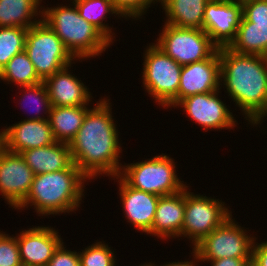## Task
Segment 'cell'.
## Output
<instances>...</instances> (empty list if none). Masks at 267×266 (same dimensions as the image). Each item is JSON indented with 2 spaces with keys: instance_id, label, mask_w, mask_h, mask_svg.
Masks as SVG:
<instances>
[{
  "instance_id": "cell-1",
  "label": "cell",
  "mask_w": 267,
  "mask_h": 266,
  "mask_svg": "<svg viewBox=\"0 0 267 266\" xmlns=\"http://www.w3.org/2000/svg\"><path fill=\"white\" fill-rule=\"evenodd\" d=\"M108 100L102 99L87 111L82 126L69 144L73 163L87 180L101 174L116 177L122 169L118 160L122 151L119 134Z\"/></svg>"
},
{
  "instance_id": "cell-2",
  "label": "cell",
  "mask_w": 267,
  "mask_h": 266,
  "mask_svg": "<svg viewBox=\"0 0 267 266\" xmlns=\"http://www.w3.org/2000/svg\"><path fill=\"white\" fill-rule=\"evenodd\" d=\"M219 58L220 82L223 81L228 96L248 122L261 124L267 116V57L220 48Z\"/></svg>"
},
{
  "instance_id": "cell-3",
  "label": "cell",
  "mask_w": 267,
  "mask_h": 266,
  "mask_svg": "<svg viewBox=\"0 0 267 266\" xmlns=\"http://www.w3.org/2000/svg\"><path fill=\"white\" fill-rule=\"evenodd\" d=\"M88 177L73 164L69 169L34 176L30 192L16 208L34 206L40 215L71 212L80 206Z\"/></svg>"
},
{
  "instance_id": "cell-4",
  "label": "cell",
  "mask_w": 267,
  "mask_h": 266,
  "mask_svg": "<svg viewBox=\"0 0 267 266\" xmlns=\"http://www.w3.org/2000/svg\"><path fill=\"white\" fill-rule=\"evenodd\" d=\"M74 7L57 6L41 9L42 20L61 39L75 59L99 56L111 42Z\"/></svg>"
},
{
  "instance_id": "cell-5",
  "label": "cell",
  "mask_w": 267,
  "mask_h": 266,
  "mask_svg": "<svg viewBox=\"0 0 267 266\" xmlns=\"http://www.w3.org/2000/svg\"><path fill=\"white\" fill-rule=\"evenodd\" d=\"M175 168L173 159L162 153L147 161L122 166L119 176L130 187L161 197L188 188L177 178Z\"/></svg>"
},
{
  "instance_id": "cell-6",
  "label": "cell",
  "mask_w": 267,
  "mask_h": 266,
  "mask_svg": "<svg viewBox=\"0 0 267 266\" xmlns=\"http://www.w3.org/2000/svg\"><path fill=\"white\" fill-rule=\"evenodd\" d=\"M144 59L142 77L148 94L163 107H176L182 66L154 43L147 47Z\"/></svg>"
},
{
  "instance_id": "cell-7",
  "label": "cell",
  "mask_w": 267,
  "mask_h": 266,
  "mask_svg": "<svg viewBox=\"0 0 267 266\" xmlns=\"http://www.w3.org/2000/svg\"><path fill=\"white\" fill-rule=\"evenodd\" d=\"M25 51L42 81L71 66V61L75 60L61 39L43 20L28 29Z\"/></svg>"
},
{
  "instance_id": "cell-8",
  "label": "cell",
  "mask_w": 267,
  "mask_h": 266,
  "mask_svg": "<svg viewBox=\"0 0 267 266\" xmlns=\"http://www.w3.org/2000/svg\"><path fill=\"white\" fill-rule=\"evenodd\" d=\"M237 225L232 214L193 249L196 262L230 258H252L254 237ZM251 237V238H250Z\"/></svg>"
},
{
  "instance_id": "cell-9",
  "label": "cell",
  "mask_w": 267,
  "mask_h": 266,
  "mask_svg": "<svg viewBox=\"0 0 267 266\" xmlns=\"http://www.w3.org/2000/svg\"><path fill=\"white\" fill-rule=\"evenodd\" d=\"M155 43L181 66L209 58L218 48L203 29L179 28L165 23Z\"/></svg>"
},
{
  "instance_id": "cell-10",
  "label": "cell",
  "mask_w": 267,
  "mask_h": 266,
  "mask_svg": "<svg viewBox=\"0 0 267 266\" xmlns=\"http://www.w3.org/2000/svg\"><path fill=\"white\" fill-rule=\"evenodd\" d=\"M187 190L185 188V213L181 236L192 240L195 247L227 219L231 212L224 207V202L199 194L194 195Z\"/></svg>"
},
{
  "instance_id": "cell-11",
  "label": "cell",
  "mask_w": 267,
  "mask_h": 266,
  "mask_svg": "<svg viewBox=\"0 0 267 266\" xmlns=\"http://www.w3.org/2000/svg\"><path fill=\"white\" fill-rule=\"evenodd\" d=\"M34 176L20 153L0 145V193L7 204L16 209L26 199Z\"/></svg>"
},
{
  "instance_id": "cell-12",
  "label": "cell",
  "mask_w": 267,
  "mask_h": 266,
  "mask_svg": "<svg viewBox=\"0 0 267 266\" xmlns=\"http://www.w3.org/2000/svg\"><path fill=\"white\" fill-rule=\"evenodd\" d=\"M242 19V4L233 0H210L205 7L203 30L218 48L234 41Z\"/></svg>"
},
{
  "instance_id": "cell-13",
  "label": "cell",
  "mask_w": 267,
  "mask_h": 266,
  "mask_svg": "<svg viewBox=\"0 0 267 266\" xmlns=\"http://www.w3.org/2000/svg\"><path fill=\"white\" fill-rule=\"evenodd\" d=\"M219 90L210 93L196 94L182 99L177 106H183L186 114L204 131L208 129L233 128L236 124L232 113L218 98Z\"/></svg>"
},
{
  "instance_id": "cell-14",
  "label": "cell",
  "mask_w": 267,
  "mask_h": 266,
  "mask_svg": "<svg viewBox=\"0 0 267 266\" xmlns=\"http://www.w3.org/2000/svg\"><path fill=\"white\" fill-rule=\"evenodd\" d=\"M220 58L217 49L209 58L182 66L178 103L191 95L210 93L219 90Z\"/></svg>"
},
{
  "instance_id": "cell-15",
  "label": "cell",
  "mask_w": 267,
  "mask_h": 266,
  "mask_svg": "<svg viewBox=\"0 0 267 266\" xmlns=\"http://www.w3.org/2000/svg\"><path fill=\"white\" fill-rule=\"evenodd\" d=\"M1 131V146L15 153H21L32 148L46 147L56 142L49 120L24 119Z\"/></svg>"
},
{
  "instance_id": "cell-16",
  "label": "cell",
  "mask_w": 267,
  "mask_h": 266,
  "mask_svg": "<svg viewBox=\"0 0 267 266\" xmlns=\"http://www.w3.org/2000/svg\"><path fill=\"white\" fill-rule=\"evenodd\" d=\"M58 232L51 227H33L17 235L20 260L23 266H47L62 243Z\"/></svg>"
},
{
  "instance_id": "cell-17",
  "label": "cell",
  "mask_w": 267,
  "mask_h": 266,
  "mask_svg": "<svg viewBox=\"0 0 267 266\" xmlns=\"http://www.w3.org/2000/svg\"><path fill=\"white\" fill-rule=\"evenodd\" d=\"M116 179L120 185L119 195L128 222L148 234L152 229L160 196L130 187L119 175L116 176Z\"/></svg>"
},
{
  "instance_id": "cell-18",
  "label": "cell",
  "mask_w": 267,
  "mask_h": 266,
  "mask_svg": "<svg viewBox=\"0 0 267 266\" xmlns=\"http://www.w3.org/2000/svg\"><path fill=\"white\" fill-rule=\"evenodd\" d=\"M69 66L55 72L43 82L52 106H86L92 101L87 86L68 71Z\"/></svg>"
},
{
  "instance_id": "cell-19",
  "label": "cell",
  "mask_w": 267,
  "mask_h": 266,
  "mask_svg": "<svg viewBox=\"0 0 267 266\" xmlns=\"http://www.w3.org/2000/svg\"><path fill=\"white\" fill-rule=\"evenodd\" d=\"M185 213V189L159 198L152 229L148 234L161 239L180 237Z\"/></svg>"
},
{
  "instance_id": "cell-20",
  "label": "cell",
  "mask_w": 267,
  "mask_h": 266,
  "mask_svg": "<svg viewBox=\"0 0 267 266\" xmlns=\"http://www.w3.org/2000/svg\"><path fill=\"white\" fill-rule=\"evenodd\" d=\"M35 175L69 169L74 163L70 146L55 142L46 147L25 150L20 153Z\"/></svg>"
},
{
  "instance_id": "cell-21",
  "label": "cell",
  "mask_w": 267,
  "mask_h": 266,
  "mask_svg": "<svg viewBox=\"0 0 267 266\" xmlns=\"http://www.w3.org/2000/svg\"><path fill=\"white\" fill-rule=\"evenodd\" d=\"M210 0H159L166 22L179 28L203 29L204 11Z\"/></svg>"
},
{
  "instance_id": "cell-22",
  "label": "cell",
  "mask_w": 267,
  "mask_h": 266,
  "mask_svg": "<svg viewBox=\"0 0 267 266\" xmlns=\"http://www.w3.org/2000/svg\"><path fill=\"white\" fill-rule=\"evenodd\" d=\"M88 110L86 106H52L47 118L54 139L70 144L82 126Z\"/></svg>"
},
{
  "instance_id": "cell-23",
  "label": "cell",
  "mask_w": 267,
  "mask_h": 266,
  "mask_svg": "<svg viewBox=\"0 0 267 266\" xmlns=\"http://www.w3.org/2000/svg\"><path fill=\"white\" fill-rule=\"evenodd\" d=\"M41 1L42 0H0V27H20L29 29L37 24L42 19H32L34 16L40 15L38 13H42L38 8Z\"/></svg>"
},
{
  "instance_id": "cell-24",
  "label": "cell",
  "mask_w": 267,
  "mask_h": 266,
  "mask_svg": "<svg viewBox=\"0 0 267 266\" xmlns=\"http://www.w3.org/2000/svg\"><path fill=\"white\" fill-rule=\"evenodd\" d=\"M228 48L241 54L267 57V25H255L242 16L234 41Z\"/></svg>"
},
{
  "instance_id": "cell-25",
  "label": "cell",
  "mask_w": 267,
  "mask_h": 266,
  "mask_svg": "<svg viewBox=\"0 0 267 266\" xmlns=\"http://www.w3.org/2000/svg\"><path fill=\"white\" fill-rule=\"evenodd\" d=\"M72 3L75 4L80 16L95 26L112 43V28L110 29L103 21L107 13L118 16L120 14L114 8L111 0H74Z\"/></svg>"
},
{
  "instance_id": "cell-26",
  "label": "cell",
  "mask_w": 267,
  "mask_h": 266,
  "mask_svg": "<svg viewBox=\"0 0 267 266\" xmlns=\"http://www.w3.org/2000/svg\"><path fill=\"white\" fill-rule=\"evenodd\" d=\"M0 79L21 87L42 82L25 50L10 59L0 71Z\"/></svg>"
},
{
  "instance_id": "cell-27",
  "label": "cell",
  "mask_w": 267,
  "mask_h": 266,
  "mask_svg": "<svg viewBox=\"0 0 267 266\" xmlns=\"http://www.w3.org/2000/svg\"><path fill=\"white\" fill-rule=\"evenodd\" d=\"M28 29L0 27V71L10 59L25 50Z\"/></svg>"
},
{
  "instance_id": "cell-28",
  "label": "cell",
  "mask_w": 267,
  "mask_h": 266,
  "mask_svg": "<svg viewBox=\"0 0 267 266\" xmlns=\"http://www.w3.org/2000/svg\"><path fill=\"white\" fill-rule=\"evenodd\" d=\"M113 252L104 242H95L79 253L80 266H115Z\"/></svg>"
},
{
  "instance_id": "cell-29",
  "label": "cell",
  "mask_w": 267,
  "mask_h": 266,
  "mask_svg": "<svg viewBox=\"0 0 267 266\" xmlns=\"http://www.w3.org/2000/svg\"><path fill=\"white\" fill-rule=\"evenodd\" d=\"M23 88L26 89V91L23 92L24 93L23 96L25 95L24 98L33 99L34 102L38 103L37 107L35 108L37 109L36 110L37 116L27 118V120H48V118H45V117L43 118L41 116H38L40 113V110L43 109V111H45L44 112L45 114L46 113L49 114L52 108V104L49 99L47 88L44 82L42 81V82H39L33 85L22 86V89ZM29 102H31V100ZM39 104H41V107L43 106L42 109H40L41 107H39L40 106Z\"/></svg>"
},
{
  "instance_id": "cell-30",
  "label": "cell",
  "mask_w": 267,
  "mask_h": 266,
  "mask_svg": "<svg viewBox=\"0 0 267 266\" xmlns=\"http://www.w3.org/2000/svg\"><path fill=\"white\" fill-rule=\"evenodd\" d=\"M0 266H23L20 260L17 237L0 232Z\"/></svg>"
},
{
  "instance_id": "cell-31",
  "label": "cell",
  "mask_w": 267,
  "mask_h": 266,
  "mask_svg": "<svg viewBox=\"0 0 267 266\" xmlns=\"http://www.w3.org/2000/svg\"><path fill=\"white\" fill-rule=\"evenodd\" d=\"M159 0H111L114 8L119 12V17L140 18L148 9L151 3ZM135 17V18H133Z\"/></svg>"
},
{
  "instance_id": "cell-32",
  "label": "cell",
  "mask_w": 267,
  "mask_h": 266,
  "mask_svg": "<svg viewBox=\"0 0 267 266\" xmlns=\"http://www.w3.org/2000/svg\"><path fill=\"white\" fill-rule=\"evenodd\" d=\"M242 16L255 25H267V0H249L242 3Z\"/></svg>"
},
{
  "instance_id": "cell-33",
  "label": "cell",
  "mask_w": 267,
  "mask_h": 266,
  "mask_svg": "<svg viewBox=\"0 0 267 266\" xmlns=\"http://www.w3.org/2000/svg\"><path fill=\"white\" fill-rule=\"evenodd\" d=\"M63 244L62 241L47 266H80L79 252L67 250Z\"/></svg>"
},
{
  "instance_id": "cell-34",
  "label": "cell",
  "mask_w": 267,
  "mask_h": 266,
  "mask_svg": "<svg viewBox=\"0 0 267 266\" xmlns=\"http://www.w3.org/2000/svg\"><path fill=\"white\" fill-rule=\"evenodd\" d=\"M254 239L252 246V263L251 266H267V242L255 244Z\"/></svg>"
},
{
  "instance_id": "cell-35",
  "label": "cell",
  "mask_w": 267,
  "mask_h": 266,
  "mask_svg": "<svg viewBox=\"0 0 267 266\" xmlns=\"http://www.w3.org/2000/svg\"><path fill=\"white\" fill-rule=\"evenodd\" d=\"M210 262L211 266H250L252 258H222L218 260H200Z\"/></svg>"
},
{
  "instance_id": "cell-36",
  "label": "cell",
  "mask_w": 267,
  "mask_h": 266,
  "mask_svg": "<svg viewBox=\"0 0 267 266\" xmlns=\"http://www.w3.org/2000/svg\"><path fill=\"white\" fill-rule=\"evenodd\" d=\"M194 263V264H193ZM196 262L195 261H182V262H173V263H168V264H165V265H163V266H196V264H195ZM153 265H155V264H152V266ZM160 266H162V265H160Z\"/></svg>"
},
{
  "instance_id": "cell-37",
  "label": "cell",
  "mask_w": 267,
  "mask_h": 266,
  "mask_svg": "<svg viewBox=\"0 0 267 266\" xmlns=\"http://www.w3.org/2000/svg\"><path fill=\"white\" fill-rule=\"evenodd\" d=\"M234 2H238V3H244V2H246V1H249V0H233Z\"/></svg>"
},
{
  "instance_id": "cell-38",
  "label": "cell",
  "mask_w": 267,
  "mask_h": 266,
  "mask_svg": "<svg viewBox=\"0 0 267 266\" xmlns=\"http://www.w3.org/2000/svg\"><path fill=\"white\" fill-rule=\"evenodd\" d=\"M139 266H152V263L150 262V263H148V264H147V263H146V264H143V265L141 264V265H139Z\"/></svg>"
}]
</instances>
